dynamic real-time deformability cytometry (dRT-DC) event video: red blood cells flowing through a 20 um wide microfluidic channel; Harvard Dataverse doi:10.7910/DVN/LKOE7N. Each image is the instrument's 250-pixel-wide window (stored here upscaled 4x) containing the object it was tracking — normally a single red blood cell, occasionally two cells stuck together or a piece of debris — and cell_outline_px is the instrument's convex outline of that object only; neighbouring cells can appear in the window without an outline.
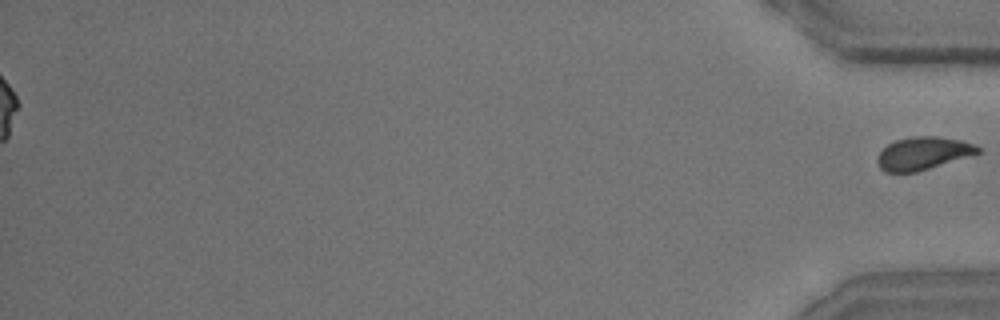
{"species": "common noctule bat (a hibernating species)", "species_latin": "Nyctalus noctula", "temperature_condition": "room temperature", "stored_images_in_passage": 56, "segment_of_instrument_passage": [2, 2], "camera_frame_rate_fps": 3000, "um_per_image_px": 0.085, "animal": {"sex": "male", "body_mass_g": 15.6}, "frame": {"image": 1, "passage_image": 56, "time_ms": 18.333, "image_size_px": [1000, 320], "cell_outline_px": [[984, 152], [916, 172], [884, 172], [880, 168], [876, 160], [876, 156], [888, 144], [896, 140], [912, 136], [936, 136], [960, 140], [976, 144], [984, 148]], "centroid_in_image_um": [78.51, 13.03], "position_along_channel_um": 356.7, "area_um2": 19.48}}